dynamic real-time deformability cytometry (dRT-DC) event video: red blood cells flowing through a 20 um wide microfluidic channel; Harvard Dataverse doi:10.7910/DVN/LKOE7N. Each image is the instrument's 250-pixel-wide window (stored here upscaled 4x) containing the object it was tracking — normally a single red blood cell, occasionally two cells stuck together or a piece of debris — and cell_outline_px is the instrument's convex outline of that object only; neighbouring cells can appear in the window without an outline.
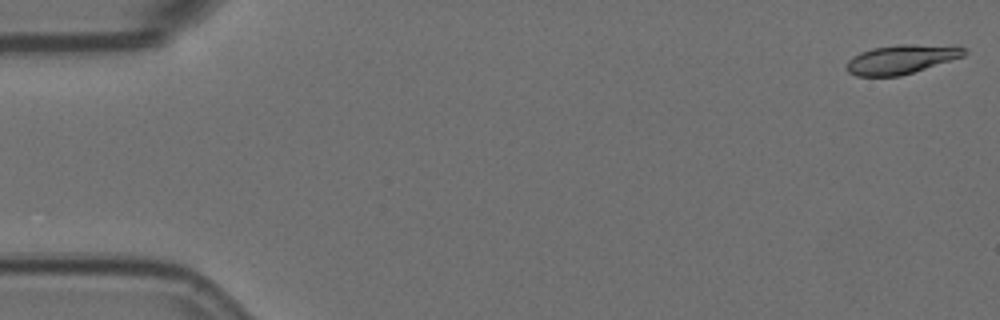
{"species": "Egyptian fruit bat (a non-hibernating species)", "species_latin": "Rousettus aegyptiacus", "temperature_condition": "room temperature", "stored_images_in_passage": 52, "camera_frame_rate_fps": 3000, "um_per_image_px": 0.085, "animal": {"sex": "female"}, "frame": {"image": 1, "passage_image": 1, "time_ms": 0.0, "image_size_px": [1000, 320], "cell_outline_px": [[968, 52], [964, 56], [900, 76], [856, 76], [848, 72], [844, 68], [844, 64], [852, 56], [860, 52], [872, 48], [896, 44], [960, 44], [968, 48]], "centroid_in_image_um": [76.66, 5.0], "position_along_channel_um": 8.3, "area_um2": 20.63}}
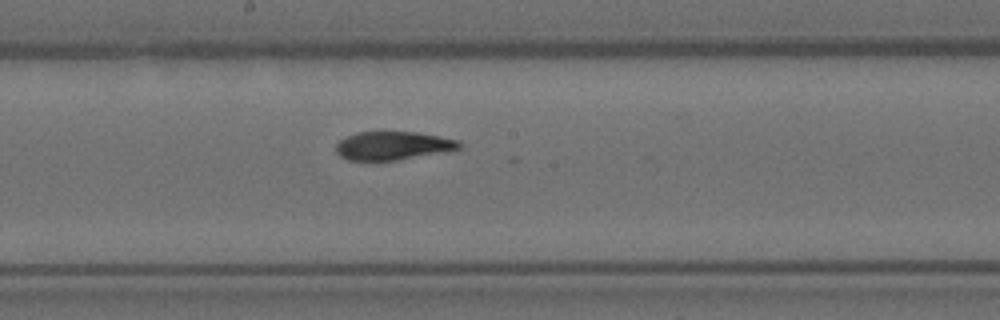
{"frame": {"image": 2, "passage_image": 30, "time_ms": 9.667, "image_size_px": [1000, 320], "cell_outline_px": [[460, 148], [452, 152], [396, 160], [348, 160], [340, 156], [336, 152], [336, 144], [340, 140], [356, 132], [416, 132], [440, 136], [460, 140]], "centroid_in_image_um": [33.46, 12.39], "position_along_channel_um": 214.7, "area_um2": 20.63}}
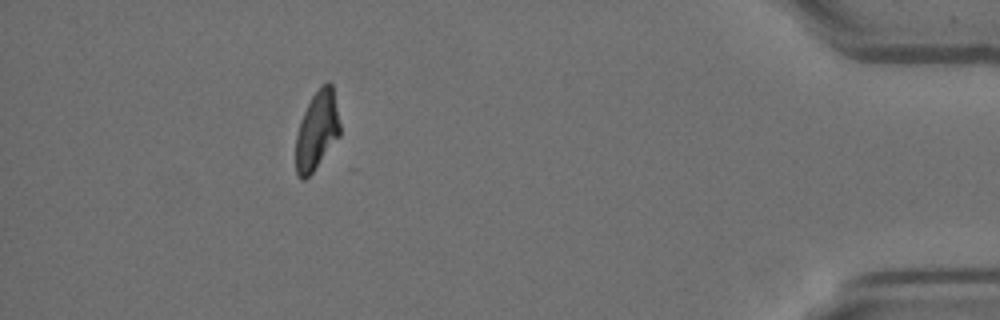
{"frame": {"image": 3, "passage_image": 51, "time_ms": 16.667, "image_size_px": [1000, 320], "cell_outline_px": [[340, 136], [312, 172], [304, 180], [300, 180], [296, 176], [296, 136], [300, 120], [312, 96], [320, 84], [328, 80], [332, 84], [340, 124]], "centroid_in_image_um": [26.93, 11.08], "position_along_channel_um": 408.3, "area_um2": 20.29}}